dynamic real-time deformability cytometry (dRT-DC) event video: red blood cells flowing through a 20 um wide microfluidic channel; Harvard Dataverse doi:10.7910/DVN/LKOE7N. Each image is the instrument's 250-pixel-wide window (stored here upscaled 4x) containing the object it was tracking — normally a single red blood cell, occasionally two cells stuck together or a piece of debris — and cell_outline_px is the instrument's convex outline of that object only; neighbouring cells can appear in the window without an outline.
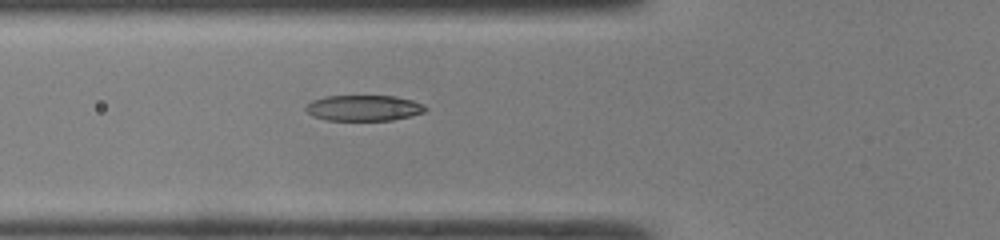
{"species": "common noctule bat (a hibernating species)", "species_latin": "Nyctalus noctula", "temperature_condition": "room temperature", "stored_images_in_passage": 22, "camera_frame_rate_fps": 3000, "um_per_image_px": 0.085, "animal": {"sex": "male", "body_mass_g": 19.0, "forearm_length_mm": 50.8}, "frame": {"image": 1, "passage_image": 15, "time_ms": 4.667, "image_size_px": [1000, 240], "cell_outline_px": [[428, 108], [424, 112], [392, 120], [328, 120], [312, 116], [304, 108], [312, 100], [324, 96], [396, 96], [412, 100], [424, 104]], "centroid_in_image_um": [30.91, 9.17], "position_along_channel_um": 94.9, "area_um2": 17.92}}
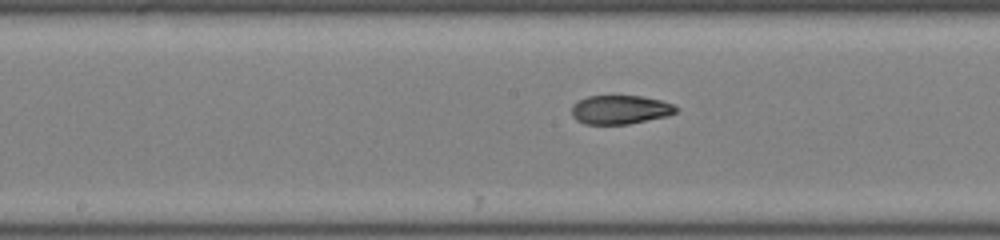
{"frame": {"image": 2, "passage_image": 22, "time_ms": 7.0, "image_size_px": [1000, 240], "cell_outline_px": [[680, 108], [676, 112], [668, 116], [628, 124], [584, 124], [576, 120], [572, 116], [572, 104], [588, 96], [640, 96], [660, 100], [672, 104]], "centroid_in_image_um": [52.72, 9.33], "position_along_channel_um": 195.5, "area_um2": 17.57}}